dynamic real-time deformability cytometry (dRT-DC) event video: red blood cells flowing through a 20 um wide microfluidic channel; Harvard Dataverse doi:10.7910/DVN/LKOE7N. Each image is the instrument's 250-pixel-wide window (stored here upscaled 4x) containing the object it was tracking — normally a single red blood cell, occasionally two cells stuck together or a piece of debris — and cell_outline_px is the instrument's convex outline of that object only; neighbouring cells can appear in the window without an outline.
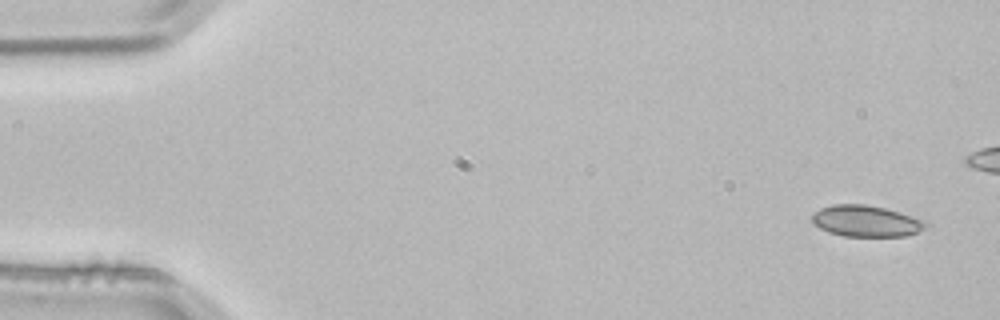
{"species": "common noctule bat (a hibernating species)", "species_latin": "Nyctalus noctula", "temperature_condition": "room temperature", "stored_images_in_passage": 4, "camera_frame_rate_fps": 3000, "um_per_image_px": 0.085, "animal": {"sex": "male", "body_mass_g": 21.5, "forearm_length_mm": 52.0}, "frame": {"image": 1, "passage_image": 1, "time_ms": 0.0, "image_size_px": [1000, 320], "cell_outline_px": [[928, 228], [904, 236], [844, 236], [828, 232], [820, 228], [812, 220], [812, 212], [820, 208], [832, 204], [864, 204], [884, 208], [900, 212], [924, 220], [928, 224]], "centroid_in_image_um": [73.61, 18.78], "position_along_channel_um": 11.4, "area_um2": 20.75}}